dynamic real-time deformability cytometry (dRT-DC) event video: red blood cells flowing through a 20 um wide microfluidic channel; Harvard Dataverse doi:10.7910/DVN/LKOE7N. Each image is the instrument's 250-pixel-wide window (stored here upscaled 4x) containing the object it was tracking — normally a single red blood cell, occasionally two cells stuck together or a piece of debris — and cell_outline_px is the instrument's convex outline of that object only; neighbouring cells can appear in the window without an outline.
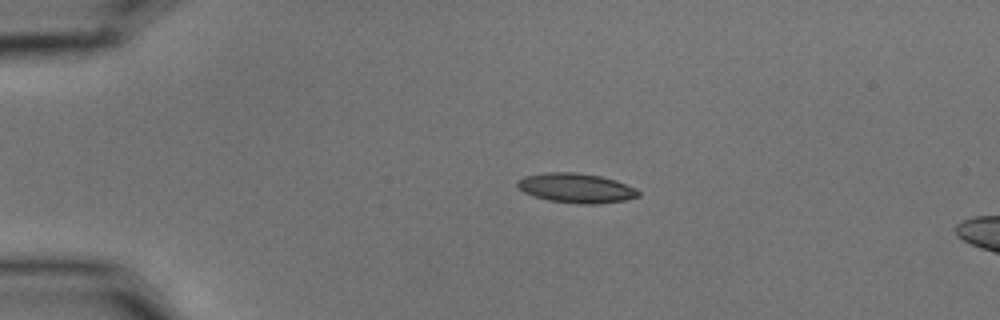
{"species": "common noctule bat (a hibernating species)", "species_latin": "Nyctalus noctula", "temperature_condition": "cold", "stored_images_in_passage": 4, "camera_frame_rate_fps": 3000, "um_per_image_px": 0.085, "animal": {"sex": "male", "body_mass_g": 15.6}, "frame": {"image": 1, "passage_image": 2, "time_ms": 0.333, "image_size_px": [1000, 320], "cell_outline_px": [[640, 196], [624, 200], [596, 204], [580, 204], [548, 200], [532, 196], [524, 192], [516, 184], [516, 180], [524, 176], [548, 172], [572, 172], [600, 176], [616, 180], [636, 188], [640, 192]], "centroid_in_image_um": [48.96, 15.98], "position_along_channel_um": 36.0, "area_um2": 20.87}}